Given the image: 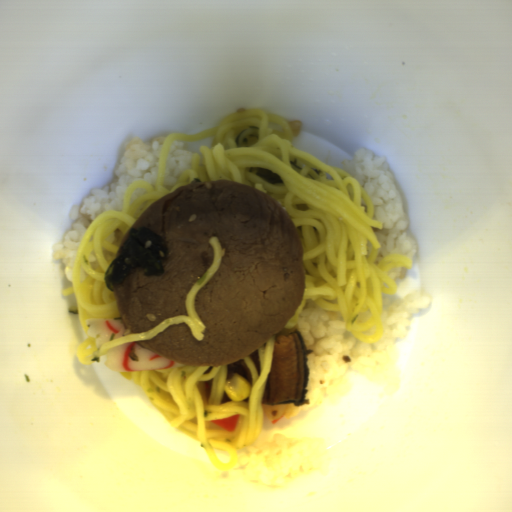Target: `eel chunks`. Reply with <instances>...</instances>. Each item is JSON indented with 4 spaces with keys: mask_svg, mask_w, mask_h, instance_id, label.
<instances>
[{
    "mask_svg": "<svg viewBox=\"0 0 512 512\" xmlns=\"http://www.w3.org/2000/svg\"><path fill=\"white\" fill-rule=\"evenodd\" d=\"M274 354L269 373L262 387V404H304L308 379L310 351L299 331L276 333Z\"/></svg>",
    "mask_w": 512,
    "mask_h": 512,
    "instance_id": "eel-chunks-1",
    "label": "eel chunks"
}]
</instances>
